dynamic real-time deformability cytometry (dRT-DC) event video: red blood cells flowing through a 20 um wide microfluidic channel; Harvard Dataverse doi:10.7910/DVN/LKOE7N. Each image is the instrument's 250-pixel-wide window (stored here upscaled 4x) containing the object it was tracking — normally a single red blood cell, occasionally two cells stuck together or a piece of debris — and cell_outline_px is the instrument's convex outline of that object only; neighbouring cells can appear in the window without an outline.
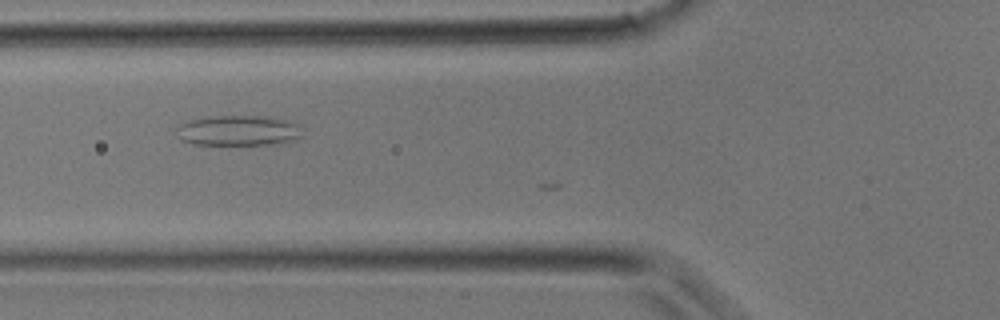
{"species": "common noctule bat (a hibernating species)", "species_latin": "Nyctalus noctula", "temperature_condition": "room temperature", "stored_images_in_passage": 5, "camera_frame_rate_fps": 3000, "um_per_image_px": 0.085, "animal": {"sex": "male", "body_mass_g": 17.9}, "frame": {"image": 1, "passage_image": 2, "time_ms": 0.333, "image_size_px": [1000, 320], "cell_outline_px": [[304, 136], [296, 140], [280, 144], [192, 144], [184, 140], [180, 136], [176, 128], [180, 124], [192, 120], [216, 116], [268, 116], [292, 120], [300, 124]], "centroid_in_image_um": [20.42, 11.09], "position_along_channel_um": 105.4, "area_um2": 22.43}}